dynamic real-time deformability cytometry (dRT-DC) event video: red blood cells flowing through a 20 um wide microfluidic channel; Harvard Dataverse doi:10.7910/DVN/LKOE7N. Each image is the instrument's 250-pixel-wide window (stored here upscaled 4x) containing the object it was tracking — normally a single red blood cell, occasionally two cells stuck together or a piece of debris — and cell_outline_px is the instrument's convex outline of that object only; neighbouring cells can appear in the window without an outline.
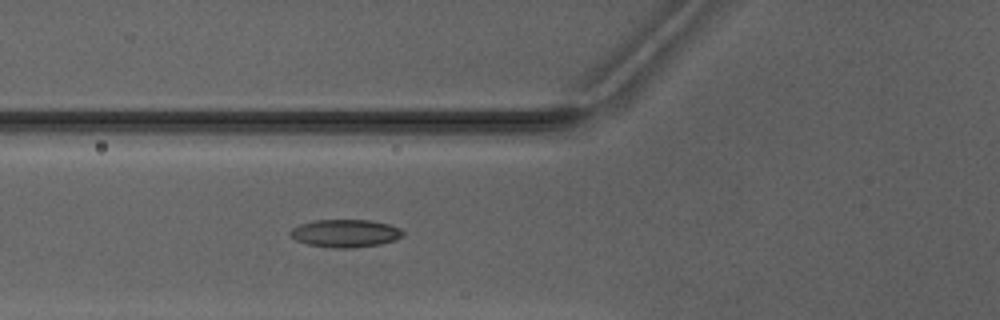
{"species": "Egyptian fruit bat (a non-hibernating species)", "species_latin": "Rousettus aegyptiacus", "temperature_condition": "warm", "stored_images_in_passage": 5, "camera_frame_rate_fps": 3000, "um_per_image_px": 0.085, "animal": {"sex": "male"}, "frame": {"image": 1, "passage_image": 5, "time_ms": 5.0, "image_size_px": [1000, 320], "cell_outline_px": [[404, 236], [380, 244], [352, 248], [332, 248], [308, 244], [296, 240], [288, 232], [292, 228], [300, 224], [312, 220], [372, 220], [388, 224], [400, 228], [404, 232]], "centroid_in_image_um": [29.34, 19.82], "position_along_channel_um": 96.5, "area_um2": 18.26}}